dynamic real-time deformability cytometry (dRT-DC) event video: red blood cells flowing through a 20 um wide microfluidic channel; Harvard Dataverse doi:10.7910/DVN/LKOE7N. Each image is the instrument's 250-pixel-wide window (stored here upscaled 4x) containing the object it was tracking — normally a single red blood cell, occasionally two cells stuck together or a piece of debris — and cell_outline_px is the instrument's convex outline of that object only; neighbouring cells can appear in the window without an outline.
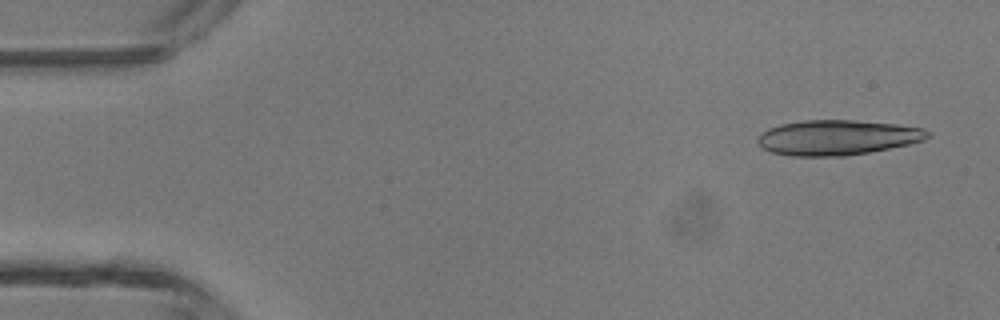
{"species": "common noctule bat (a hibernating species)", "species_latin": "Nyctalus noctula", "temperature_condition": "room temperature", "stored_images_in_passage": 5, "camera_frame_rate_fps": 3000, "um_per_image_px": 0.085, "animal": {"sex": "male", "body_mass_g": 13.3}, "frame": {"image": 1, "passage_image": 1, "time_ms": 0.0, "image_size_px": [1000, 320], "cell_outline_px": [[932, 136], [924, 140], [908, 144], [868, 152], [844, 156], [792, 156], [772, 152], [760, 148], [756, 140], [768, 128], [780, 124], [804, 120], [852, 120], [896, 124], [924, 128], [932, 132]], "centroid_in_image_um": [71.18, 11.68], "position_along_channel_um": 13.8, "area_um2": 34.8}}